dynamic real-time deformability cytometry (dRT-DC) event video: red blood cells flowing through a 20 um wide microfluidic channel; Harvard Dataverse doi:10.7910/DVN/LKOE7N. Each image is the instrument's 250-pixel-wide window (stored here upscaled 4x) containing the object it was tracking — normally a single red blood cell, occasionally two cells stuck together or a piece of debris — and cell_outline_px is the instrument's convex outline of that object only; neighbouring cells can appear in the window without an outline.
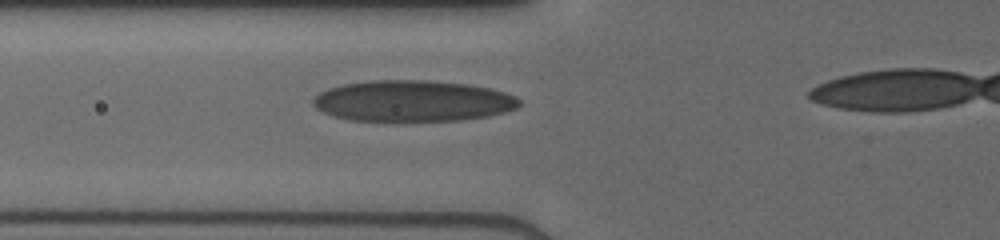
{"species": "human", "species_latin": "Homo sapiens", "temperature_condition": "cold", "stored_images_in_passage": 39, "camera_frame_rate_fps": 3000, "um_per_image_px": 0.085, "donor": {"sex": "male"}, "frame": {"image": 1, "passage_image": 14, "time_ms": 4.333, "image_size_px": [1000, 240], "cell_outline_px": [[520, 104], [516, 108], [504, 112], [488, 116], [460, 120], [352, 120], [336, 116], [324, 112], [316, 108], [312, 104], [312, 100], [320, 92], [328, 88], [344, 84], [368, 80], [428, 80], [468, 84], [488, 88], [504, 92], [520, 100]], "centroid_in_image_um": [35.07, 8.57], "position_along_channel_um": 90.7, "area_um2": 49.01}}
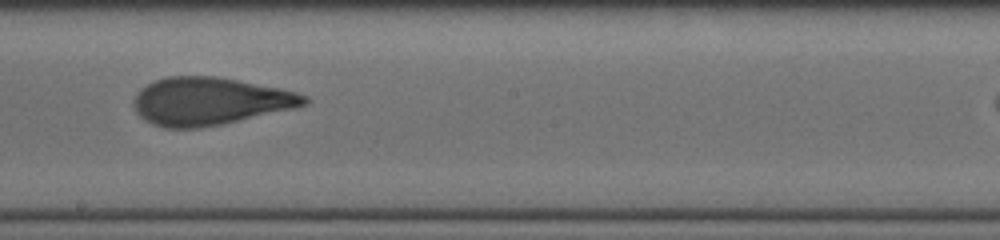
{"frame": {"image": 2, "passage_image": 24, "time_ms": 7.667, "image_size_px": [1000, 240], "cell_outline_px": [[308, 104], [292, 108], [220, 124], [200, 128], [164, 128], [140, 116], [136, 112], [132, 100], [140, 88], [156, 80], [168, 76], [216, 76], [280, 88], [296, 92], [308, 96]], "centroid_in_image_um": [17.8, 8.59], "position_along_channel_um": 230.4, "area_um2": 46.88}}
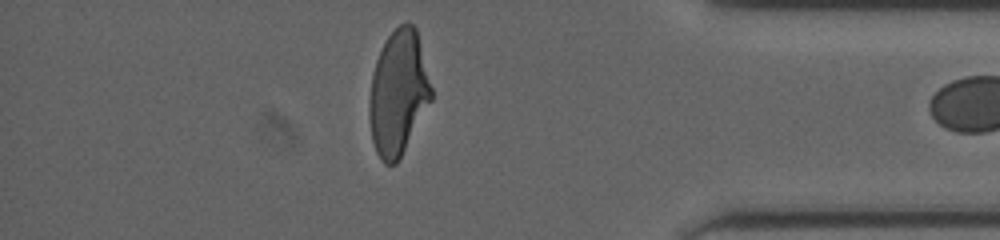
{"frame": {"image": 3, "passage_image": 38, "time_ms": 12.333, "image_size_px": [1000, 240], "cell_outline_px": [[432, 100], [396, 164], [384, 164], [380, 160], [376, 152], [372, 140], [368, 116], [368, 100], [372, 72], [376, 60], [388, 36], [400, 24], [412, 24], [416, 28], [432, 88]], "centroid_in_image_um": [33.83, 7.93], "position_along_channel_um": 401.4, "area_um2": 44.97}}